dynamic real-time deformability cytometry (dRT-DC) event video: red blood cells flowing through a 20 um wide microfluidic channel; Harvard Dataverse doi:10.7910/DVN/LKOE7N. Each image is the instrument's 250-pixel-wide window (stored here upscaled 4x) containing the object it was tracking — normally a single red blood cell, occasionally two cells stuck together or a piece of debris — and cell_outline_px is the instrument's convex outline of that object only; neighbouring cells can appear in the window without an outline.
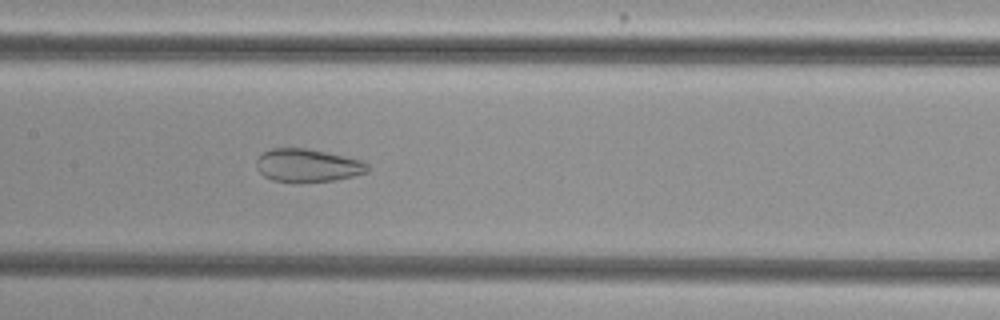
{"species": "common noctule bat (a hibernating species)", "species_latin": "Nyctalus noctula", "temperature_condition": "cold", "stored_images_in_passage": 54, "camera_frame_rate_fps": 3000, "um_per_image_px": 0.085, "animal": {"sex": "female", "body_mass_g": 29.2, "forearm_length_mm": 56.3}, "frame": {"image": 1, "passage_image": 27, "time_ms": 8.667, "image_size_px": [1000, 320], "cell_outline_px": [[368, 172], [352, 176], [332, 180], [272, 180], [264, 176], [256, 168], [256, 160], [264, 152], [272, 148], [304, 148], [364, 160], [368, 164]], "centroid_in_image_um": [26.15, 14.03], "position_along_channel_um": 181.2, "area_um2": 20.75}}
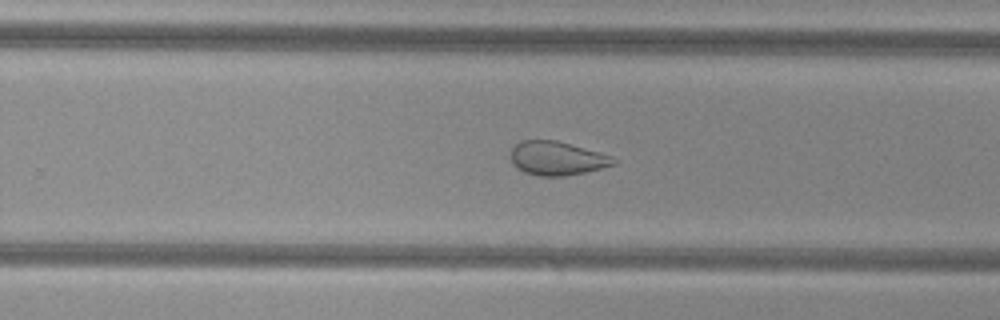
{"frame": {"image": 2, "passage_image": 35, "time_ms": 11.333, "image_size_px": [1000, 320], "cell_outline_px": [[616, 164], [584, 172], [564, 176], [540, 176], [524, 172], [516, 168], [512, 164], [508, 152], [520, 140], [556, 140], [600, 152], [612, 156], [616, 160]], "centroid_in_image_um": [47.29, 13.45], "position_along_channel_um": 282.5, "area_um2": 20.4}}
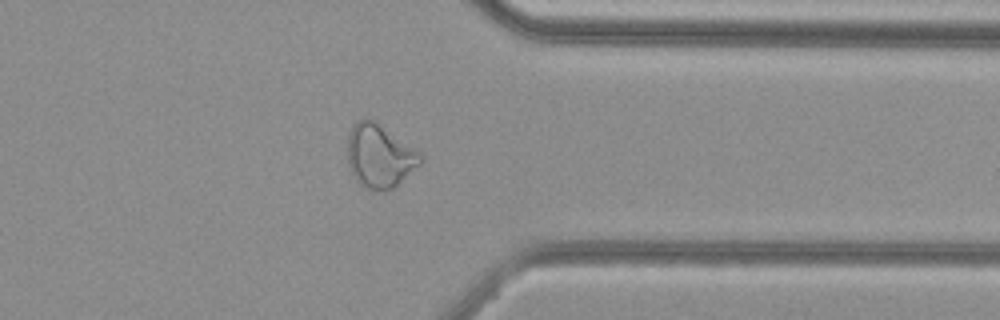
{"frame": {"image": 3, "passage_image": 43, "time_ms": 14.0, "image_size_px": [1000, 320], "cell_outline_px": [[424, 160], [420, 164], [392, 188], [384, 192], [368, 188], [360, 184], [356, 180], [348, 164], [348, 136], [352, 124], [356, 120], [364, 116], [372, 120], [420, 152]], "centroid_in_image_um": [32.24, 13.25], "position_along_channel_um": 379.2, "area_um2": 26.59}, "authors_computed_cell_mechanics": {"area_um2": 29.3335, "velocity_mm_per_s": 3.8102, "shape_relaxation_time_tau1_ms": null, "shape_relaxation_time_tau2_ms": 1.523, "deformation_change_tau1": null, "deformation_change_tau2": 0.0827}}